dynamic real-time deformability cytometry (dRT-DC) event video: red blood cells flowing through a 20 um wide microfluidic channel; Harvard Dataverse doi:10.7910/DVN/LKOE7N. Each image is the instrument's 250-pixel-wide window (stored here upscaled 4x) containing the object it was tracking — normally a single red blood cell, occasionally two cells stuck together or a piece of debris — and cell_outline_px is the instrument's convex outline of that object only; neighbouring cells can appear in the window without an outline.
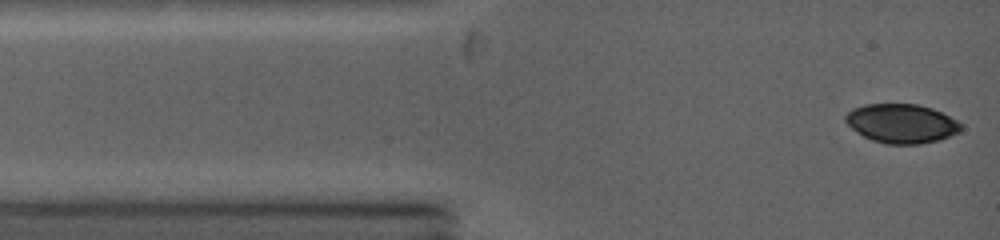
{"species": "common noctule bat (a hibernating species)", "species_latin": "Nyctalus noctula", "temperature_condition": "warm", "stored_images_in_passage": 37, "camera_frame_rate_fps": 5000, "um_per_image_px": 0.085, "animal": {"sex": "female", "body_mass_g": 19.0, "forearm_length_mm": 53.3}, "frame": {"image": 1, "passage_image": 1, "time_ms": 0.0, "image_size_px": [1000, 240], "cell_outline_px": [[964, 128], [960, 132], [940, 140], [920, 144], [884, 144], [872, 140], [856, 132], [844, 120], [844, 116], [852, 108], [864, 104], [916, 104], [932, 108], [964, 124]], "centroid_in_image_um": [76.64, 10.5], "position_along_channel_um": 8.4, "area_um2": 26.53}}
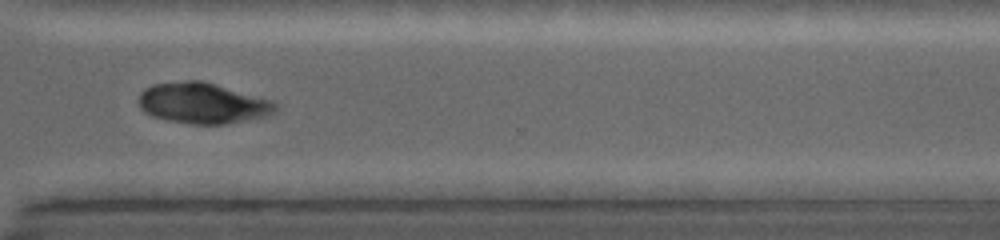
{"frame": {"image": 2, "passage_image": 26, "time_ms": 9.2, "image_size_px": [1000, 240], "cell_outline_px": [[280, 108], [276, 112], [264, 116], [224, 124], [192, 124], [168, 120], [152, 116], [144, 112], [140, 108], [140, 92], [144, 88], [152, 84], [188, 80], [200, 80], [272, 100], [280, 104]], "centroid_in_image_um": [17.24, 8.77], "position_along_channel_um": 353.4, "area_um2": 32.43}}
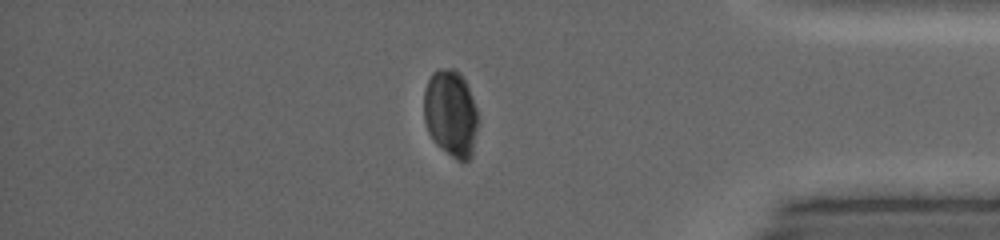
{"frame": {"image": 3, "passage_image": 30, "time_ms": 10.8, "image_size_px": [1000, 240], "cell_outline_px": [[476, 128], [472, 156], [464, 164], [456, 160], [440, 148], [432, 140], [428, 132], [424, 120], [424, 88], [432, 72], [436, 68], [456, 68], [460, 72], [472, 96], [476, 108]], "centroid_in_image_um": [38.28, 9.64], "position_along_channel_um": 396.9, "area_um2": 27.69}}